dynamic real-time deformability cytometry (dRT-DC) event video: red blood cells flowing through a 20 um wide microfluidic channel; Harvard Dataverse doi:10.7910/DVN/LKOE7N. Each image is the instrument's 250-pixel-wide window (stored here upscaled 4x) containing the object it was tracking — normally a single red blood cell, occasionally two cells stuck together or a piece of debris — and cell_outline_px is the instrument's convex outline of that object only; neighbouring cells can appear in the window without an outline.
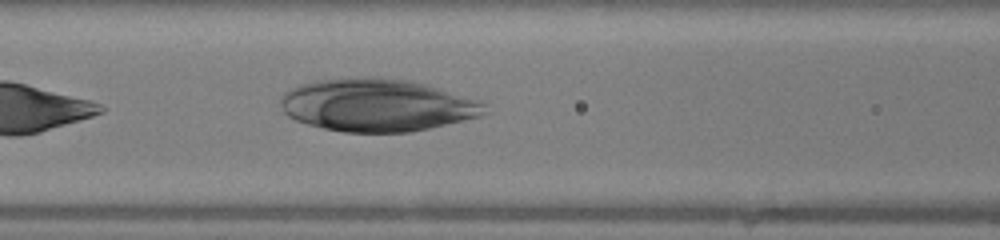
{"species": "human", "species_latin": "Homo sapiens", "temperature_condition": "warm", "stored_images_in_passage": 35, "camera_frame_rate_fps": 3000, "um_per_image_px": 0.085, "donor": {"sex": "female"}, "frame": {"image": 1, "passage_image": 7, "time_ms": 2.0, "image_size_px": [1000, 240], "cell_outline_px": [[484, 112], [480, 116], [464, 120], [412, 132], [344, 132], [324, 128], [308, 124], [296, 120], [288, 116], [284, 112], [280, 104], [280, 96], [284, 92], [300, 84], [352, 76], [380, 76], [408, 80], [428, 84], [476, 100], [484, 104]], "centroid_in_image_um": [32.0, 8.92], "position_along_channel_um": 134.6, "area_um2": 62.54}}
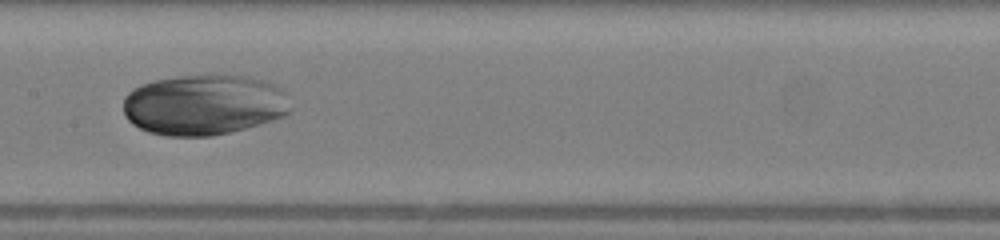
{"frame": {"image": 2, "passage_image": 11, "time_ms": 3.333, "image_size_px": [1000, 240], "cell_outline_px": [[288, 112], [284, 116], [244, 128], [212, 136], [164, 136], [148, 132], [132, 124], [124, 116], [124, 96], [128, 92], [144, 84], [156, 80], [180, 76], [248, 76], [264, 80], [276, 84], [284, 92]], "centroid_in_image_um": [17.29, 8.92], "position_along_channel_um": 190.1, "area_um2": 58.44}}